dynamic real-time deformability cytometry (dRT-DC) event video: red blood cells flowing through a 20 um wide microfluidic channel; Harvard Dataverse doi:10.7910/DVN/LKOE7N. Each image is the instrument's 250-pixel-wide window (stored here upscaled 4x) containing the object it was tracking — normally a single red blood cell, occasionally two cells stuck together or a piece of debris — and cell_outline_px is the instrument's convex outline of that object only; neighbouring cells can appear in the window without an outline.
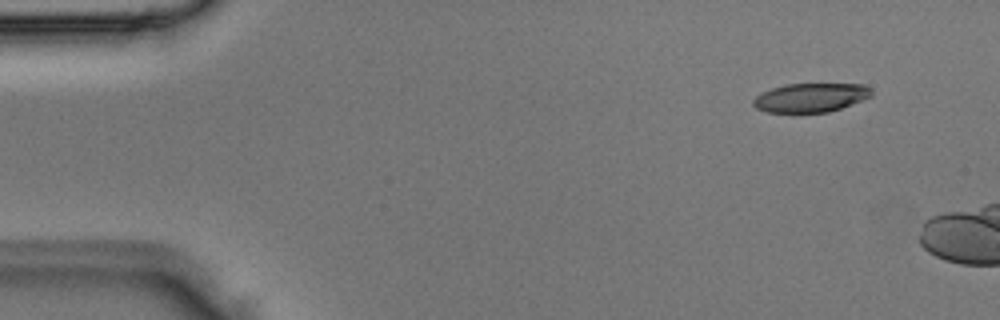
{"species": "Egyptian fruit bat (a non-hibernating species)", "species_latin": "Rousettus aegyptiacus", "temperature_condition": "room temperature", "stored_images_in_passage": 4, "camera_frame_rate_fps": 3000, "um_per_image_px": 0.085, "animal": {"sex": "male"}, "frame": {"image": 1, "passage_image": 1, "time_ms": 0.0, "image_size_px": [1000, 320], "cell_outline_px": [[872, 96], [864, 100], [828, 112], [768, 112], [756, 108], [752, 104], [752, 100], [756, 96], [772, 88], [784, 84], [864, 84], [872, 88]], "centroid_in_image_um": [68.93, 8.29], "position_along_channel_um": 16.1, "area_um2": 19.94}}
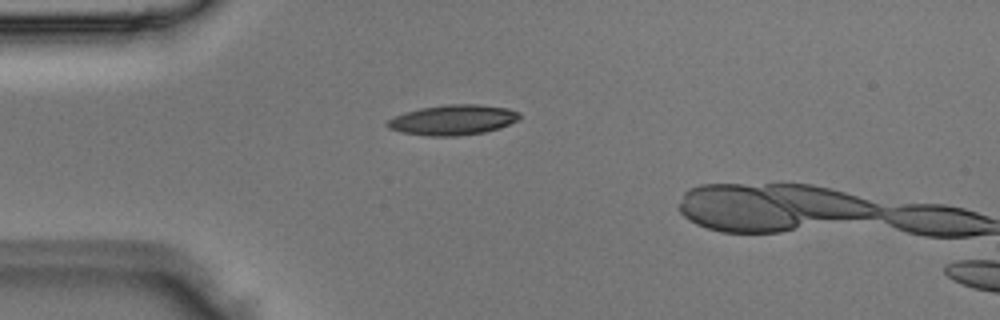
{"frame": {"image": 2, "passage_image": 3, "time_ms": 0.667, "image_size_px": [1000, 320], "cell_outline_px": [[520, 116], [516, 120], [500, 128], [484, 132], [456, 136], [428, 136], [400, 132], [388, 128], [384, 124], [388, 120], [404, 112], [420, 108], [448, 104], [480, 104], [508, 108], [520, 112]], "centroid_in_image_um": [38.48, 10.19], "position_along_channel_um": 46.5, "area_um2": 23.29}}